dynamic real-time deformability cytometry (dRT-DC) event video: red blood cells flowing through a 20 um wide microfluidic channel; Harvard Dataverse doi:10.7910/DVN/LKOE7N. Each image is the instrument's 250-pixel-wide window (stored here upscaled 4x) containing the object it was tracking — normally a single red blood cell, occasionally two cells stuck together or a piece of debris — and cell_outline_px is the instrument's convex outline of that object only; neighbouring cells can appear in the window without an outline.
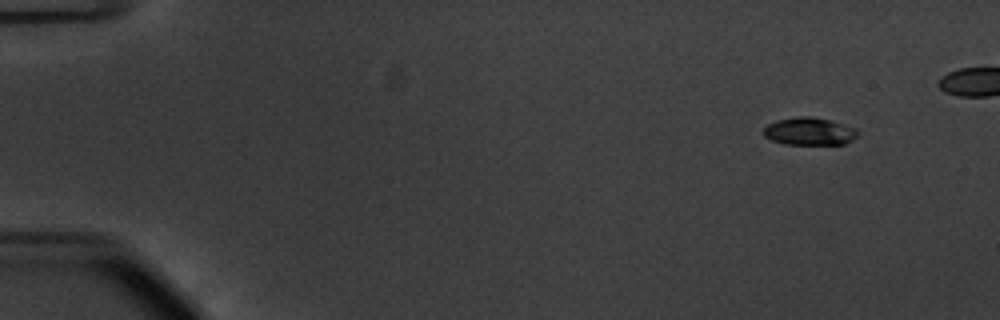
{"species": "common noctule bat (a hibernating species)", "species_latin": "Nyctalus noctula", "temperature_condition": "warm", "stored_images_in_passage": 51, "camera_frame_rate_fps": 3000, "um_per_image_px": 0.085, "animal": {"sex": "male", "body_mass_g": 20.1, "forearm_length_mm": 53.5}, "frame": {"image": 1, "passage_image": 6, "time_ms": 1.667, "image_size_px": [1000, 320], "cell_outline_px": [[860, 132], [852, 140], [844, 144], [784, 144], [772, 140], [764, 136], [764, 128], [768, 124], [776, 120], [796, 116], [812, 116], [832, 120], [856, 128]], "centroid_in_image_um": [68.81, 11.15], "position_along_channel_um": 16.2, "area_um2": 15.32}}
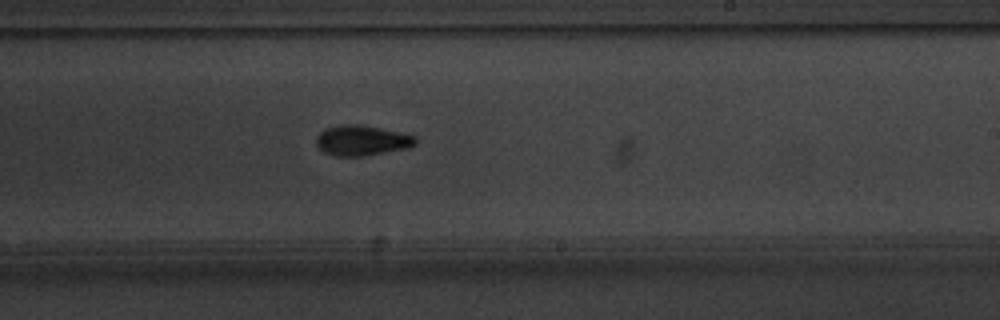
{"frame": {"image": 2, "passage_image": 35, "time_ms": 11.333, "image_size_px": [1000, 320], "cell_outline_px": [[416, 144], [408, 148], [364, 156], [336, 156], [324, 152], [316, 144], [316, 136], [324, 128], [340, 124], [360, 124], [400, 132], [416, 136]], "centroid_in_image_um": [30.74, 11.93], "position_along_channel_um": 258.3, "area_um2": 17.63}}
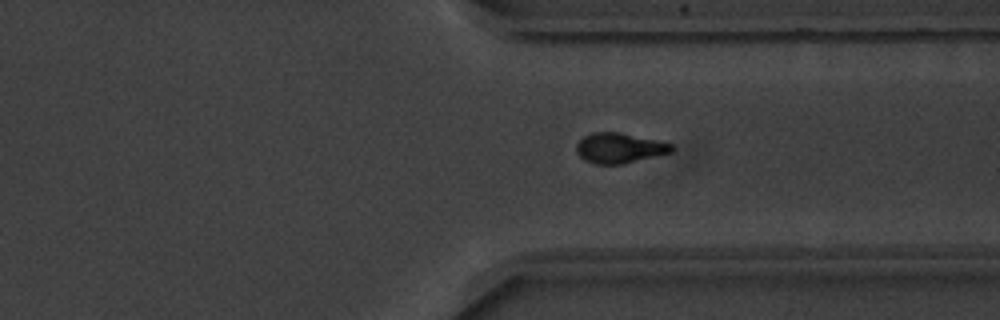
{"frame": {"image": 3, "passage_image": 43, "time_ms": 14.0, "image_size_px": [1000, 320], "cell_outline_px": [[672, 152], [624, 164], [596, 164], [584, 160], [576, 152], [576, 144], [584, 136], [592, 132], [620, 132], [656, 140], [672, 144]], "centroid_in_image_um": [52.62, 12.58], "position_along_channel_um": 358.8, "area_um2": 16.7}}